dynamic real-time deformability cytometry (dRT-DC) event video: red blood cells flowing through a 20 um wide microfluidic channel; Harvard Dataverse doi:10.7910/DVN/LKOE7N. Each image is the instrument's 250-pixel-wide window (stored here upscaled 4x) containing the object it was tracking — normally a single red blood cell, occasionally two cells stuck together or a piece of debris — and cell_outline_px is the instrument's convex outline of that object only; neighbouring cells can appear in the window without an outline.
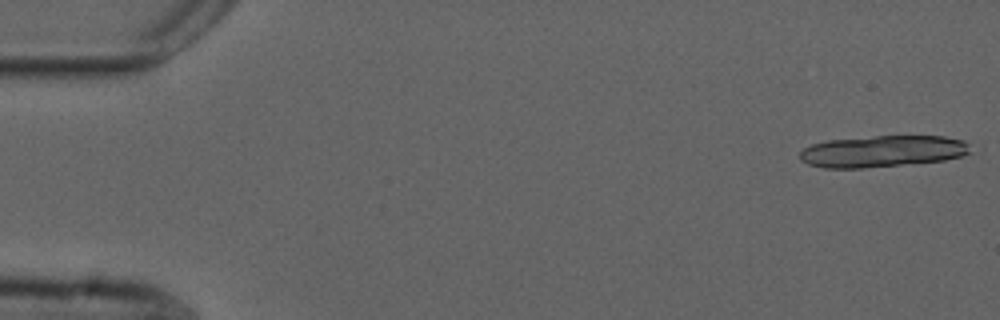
{"species": "common noctule bat (a hibernating species)", "species_latin": "Nyctalus noctula", "temperature_condition": "cold", "stored_images_in_passage": 18, "camera_frame_rate_fps": 3000, "um_per_image_px": 0.085, "animal": {"sex": "male", "forearm_length_mm": 52.5}, "frame": {"image": 1, "passage_image": 1, "time_ms": 0.0, "image_size_px": [1000, 320], "cell_outline_px": [[972, 152], [964, 156], [944, 160], [864, 168], [824, 168], [808, 164], [800, 160], [800, 152], [804, 148], [812, 144], [828, 140], [872, 136], [944, 136], [964, 140], [968, 144]], "centroid_in_image_um": [75.03, 12.86], "position_along_channel_um": 10.0, "area_um2": 31.5}}